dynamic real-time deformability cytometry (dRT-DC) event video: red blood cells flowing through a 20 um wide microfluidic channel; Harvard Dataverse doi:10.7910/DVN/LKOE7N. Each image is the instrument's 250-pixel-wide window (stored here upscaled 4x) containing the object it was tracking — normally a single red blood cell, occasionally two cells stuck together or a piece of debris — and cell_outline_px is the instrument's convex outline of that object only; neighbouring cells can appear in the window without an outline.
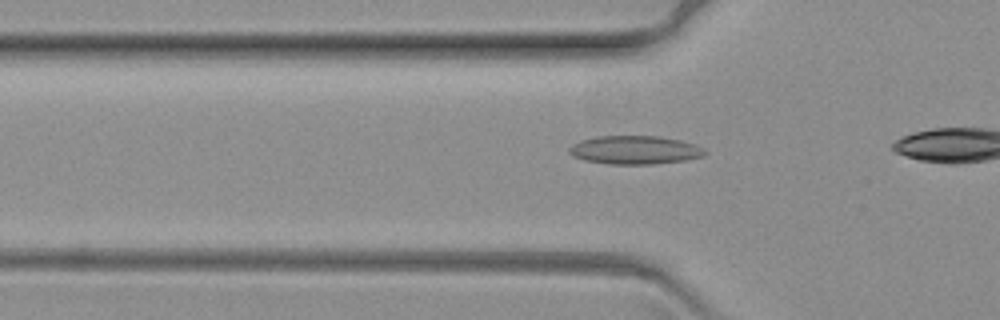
{"species": "common noctule bat (a hibernating species)", "species_latin": "Nyctalus noctula", "temperature_condition": "warm", "stored_images_in_passage": 14, "camera_frame_rate_fps": 3000, "um_per_image_px": 0.085, "animal": {"sex": "female", "body_mass_g": 19.3, "forearm_length_mm": 54.1}, "frame": {"image": 1, "passage_image": 7, "time_ms": 2.0, "image_size_px": [1000, 320], "cell_outline_px": [[708, 152], [704, 156], [684, 160], [652, 164], [608, 164], [584, 160], [572, 156], [568, 152], [568, 148], [572, 144], [580, 140], [596, 136], [660, 136], [680, 140], [696, 144], [704, 148]], "centroid_in_image_um": [53.95, 12.74], "position_along_channel_um": 71.8, "area_um2": 22.72}}
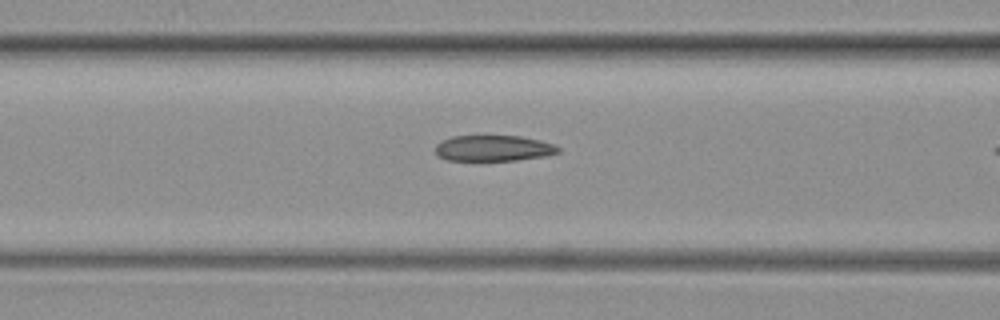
{"frame": {"image": 2, "passage_image": 12, "time_ms": 3.667, "image_size_px": [1000, 320], "cell_outline_px": [[560, 152], [544, 156], [516, 160], [448, 160], [436, 156], [436, 144], [440, 140], [452, 136], [520, 136], [540, 140], [552, 144], [560, 148]], "centroid_in_image_um": [41.91, 12.59], "position_along_channel_um": 124.7, "area_um2": 18.5}}